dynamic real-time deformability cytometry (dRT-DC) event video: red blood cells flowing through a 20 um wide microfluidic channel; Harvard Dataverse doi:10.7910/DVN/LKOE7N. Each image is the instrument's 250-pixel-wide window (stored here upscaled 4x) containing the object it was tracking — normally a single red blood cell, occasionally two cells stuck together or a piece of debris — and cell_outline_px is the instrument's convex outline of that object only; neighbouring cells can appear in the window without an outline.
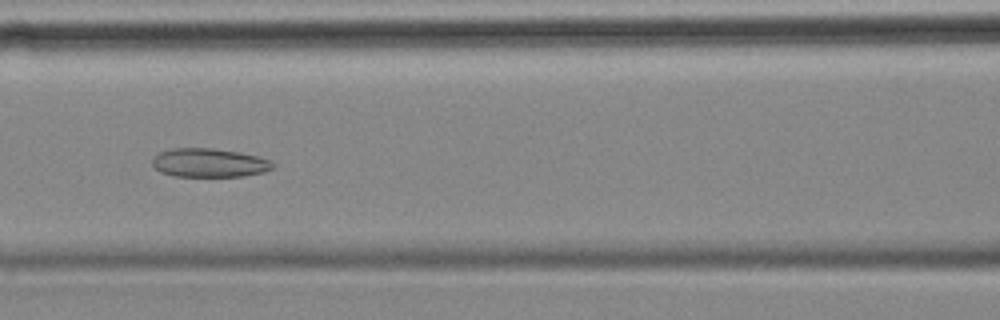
{"species": "common noctule bat (a hibernating species)", "species_latin": "Nyctalus noctula", "temperature_condition": "cold", "stored_images_in_passage": 56, "camera_frame_rate_fps": 3000, "um_per_image_px": 0.085, "animal": {"sex": "female", "body_mass_g": 18.4}, "frame": {"image": 1, "passage_image": 24, "time_ms": 7.667, "image_size_px": [1000, 320], "cell_outline_px": [[276, 164], [272, 168], [264, 172], [244, 176], [172, 176], [160, 172], [152, 164], [152, 160], [160, 152], [172, 148], [212, 148], [240, 152], [260, 156], [272, 160]], "centroid_in_image_um": [17.83, 13.83], "position_along_channel_um": 148.8, "area_um2": 20.35}}
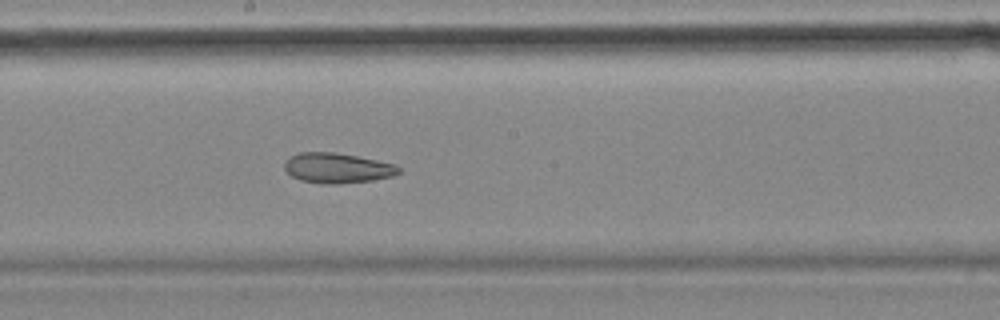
{"frame": {"image": 2, "passage_image": 30, "time_ms": 9.667, "image_size_px": [1000, 320], "cell_outline_px": [[400, 172], [392, 176], [372, 180], [336, 184], [324, 184], [300, 180], [292, 176], [284, 168], [284, 160], [288, 156], [300, 152], [332, 152], [356, 156], [396, 164], [400, 168]], "centroid_in_image_um": [28.63, 14.28], "position_along_channel_um": 219.6, "area_um2": 20.06}}
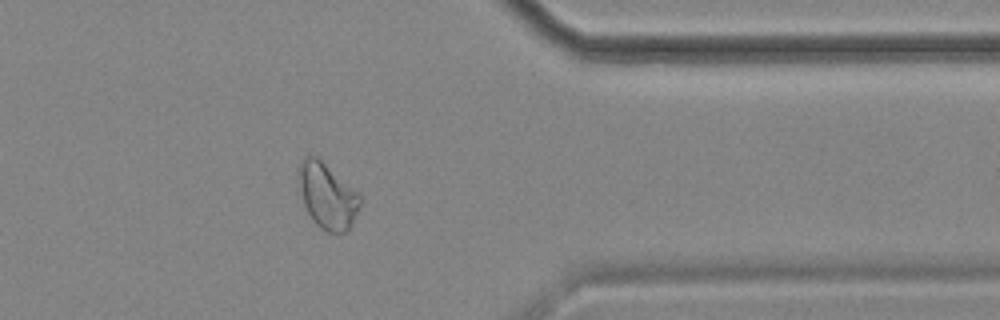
{"frame": {"image": 3, "passage_image": 45, "time_ms": 14.667, "image_size_px": [1000, 320], "cell_outline_px": [[360, 204], [348, 232], [328, 232], [320, 228], [312, 220], [304, 204], [296, 180], [296, 168], [304, 156], [316, 156], [360, 192]], "centroid_in_image_um": [27.78, 16.61], "position_along_channel_um": 383.6, "area_um2": 23.81}, "authors_computed_cell_mechanics": {"area_um2": 24.9118, "velocity_mm_per_s": 3.5572, "shape_relaxation_time_tau1_ms": null, "shape_relaxation_time_tau2_ms": 3.8998, "deformation_change_tau1": null, "deformation_change_tau2": 0.1064}}